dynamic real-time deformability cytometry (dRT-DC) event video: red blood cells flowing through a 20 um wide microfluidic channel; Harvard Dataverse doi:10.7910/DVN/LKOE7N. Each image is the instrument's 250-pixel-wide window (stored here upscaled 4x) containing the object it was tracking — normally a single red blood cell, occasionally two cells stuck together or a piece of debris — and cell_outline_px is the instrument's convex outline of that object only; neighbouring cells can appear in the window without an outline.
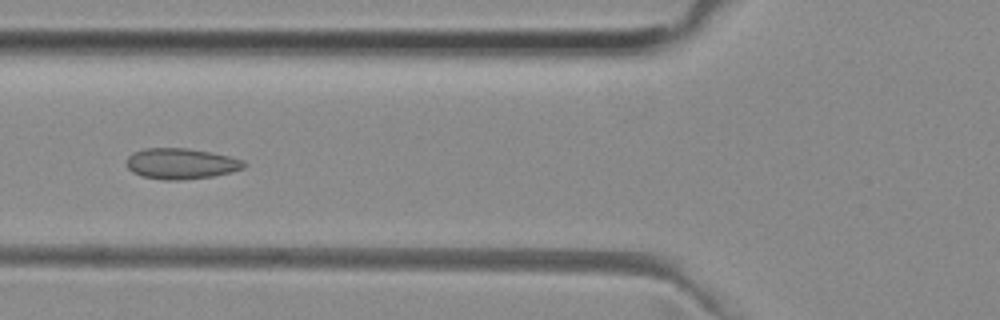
{"species": "common noctule bat (a hibernating species)", "species_latin": "Nyctalus noctula", "temperature_condition": "room temperature", "stored_images_in_passage": 51, "camera_frame_rate_fps": 3000, "um_per_image_px": 0.085, "animal": {"sex": "female", "body_mass_g": 29.2, "forearm_length_mm": 56.3}, "frame": {"image": 1, "passage_image": 19, "time_ms": 6.0, "image_size_px": [1000, 320], "cell_outline_px": [[248, 164], [244, 168], [232, 172], [212, 176], [180, 180], [164, 180], [144, 176], [132, 172], [124, 164], [128, 156], [132, 152], [144, 148], [188, 148], [212, 152], [244, 160]], "centroid_in_image_um": [15.38, 13.9], "position_along_channel_um": 110.4, "area_um2": 21.27}}
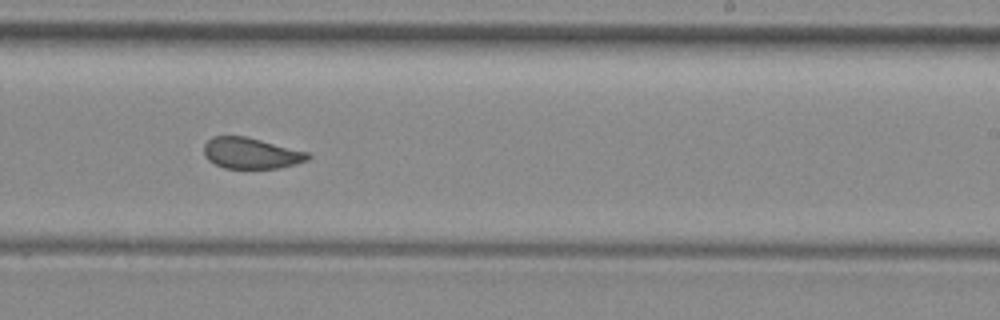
{"frame": {"image": 2, "passage_image": 31, "time_ms": 10.0, "image_size_px": [1000, 320], "cell_outline_px": [[312, 156], [308, 160], [296, 164], [276, 168], [224, 168], [208, 160], [204, 156], [204, 144], [212, 136], [248, 136], [308, 152]], "centroid_in_image_um": [21.34, 13.01], "position_along_channel_um": 267.7, "area_um2": 18.9}}
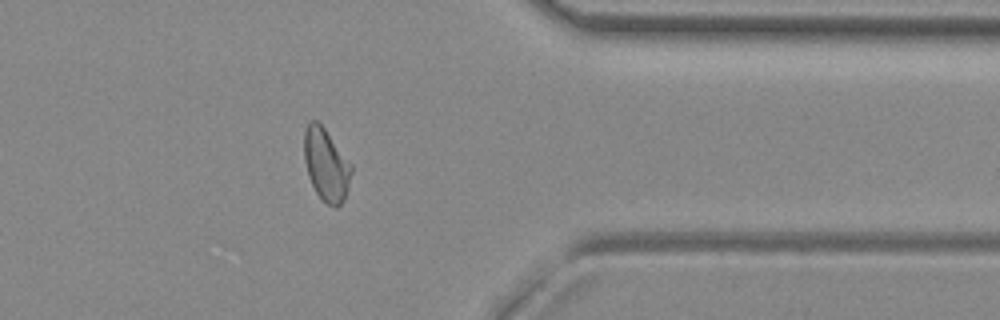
{"frame": {"image": 3, "passage_image": 41, "time_ms": 13.333, "image_size_px": [1000, 320], "cell_outline_px": [[352, 172], [348, 188], [344, 200], [336, 208], [328, 204], [316, 192], [308, 176], [304, 160], [304, 132], [308, 120], [316, 120], [324, 128], [352, 164]], "centroid_in_image_um": [27.72, 13.99], "position_along_channel_um": 383.7, "area_um2": 19.88}, "authors_computed_cell_mechanics": {"area_um2": 20.23, "velocity_mm_per_s": 3.9314, "shape_relaxation_time_tau1_ms": null, "shape_relaxation_time_tau2_ms": 1.1617, "deformation_change_tau1": null, "deformation_change_tau2": 0.0791}}